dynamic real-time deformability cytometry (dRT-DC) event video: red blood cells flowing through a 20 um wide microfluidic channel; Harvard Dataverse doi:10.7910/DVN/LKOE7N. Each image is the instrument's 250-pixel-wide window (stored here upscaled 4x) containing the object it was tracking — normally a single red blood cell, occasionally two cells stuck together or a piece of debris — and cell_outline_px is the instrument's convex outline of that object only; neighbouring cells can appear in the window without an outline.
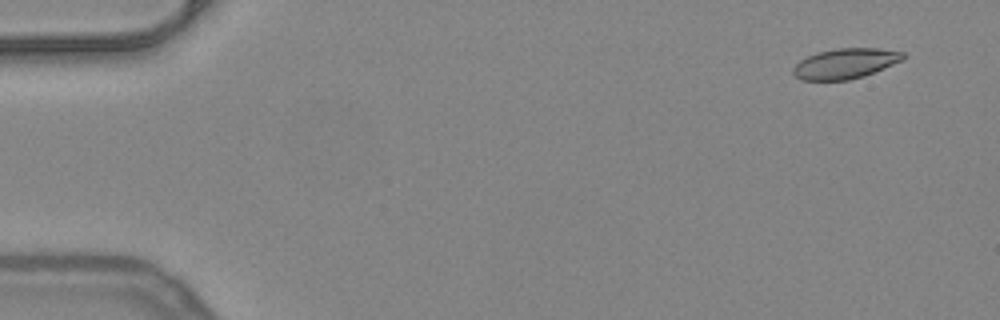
{"species": "common noctule bat (a hibernating species)", "species_latin": "Nyctalus noctula", "temperature_condition": "warm", "stored_images_in_passage": 54, "segment_of_instrument_passage": [1, 2], "camera_frame_rate_fps": 3000, "um_per_image_px": 0.085, "animal": {"sex": "female", "body_mass_g": 24.6, "forearm_length_mm": 56.2}, "frame": {"image": 1, "passage_image": 4, "time_ms": 1.0, "image_size_px": [1000, 320], "cell_outline_px": [[904, 60], [864, 76], [848, 80], [800, 80], [792, 72], [792, 68], [800, 60], [816, 52], [836, 48], [880, 48], [904, 52]], "centroid_in_image_um": [71.85, 5.39], "position_along_channel_um": 13.2, "area_um2": 19.48}}
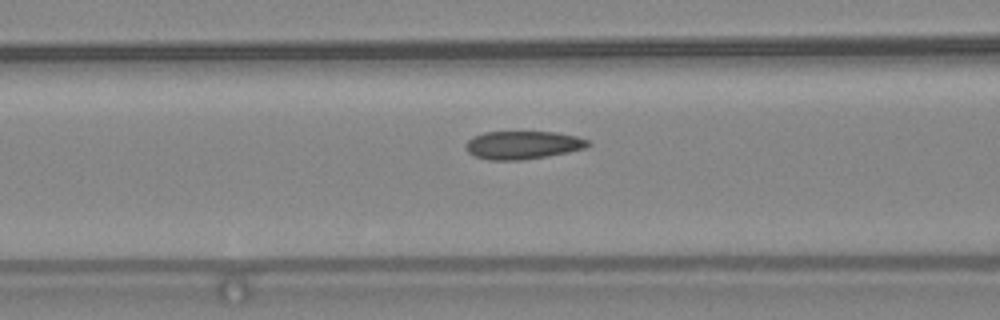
{"frame": {"image": 2, "passage_image": 22, "time_ms": 7.0, "image_size_px": [1000, 320], "cell_outline_px": [[592, 144], [584, 148], [568, 152], [548, 156], [520, 160], [488, 160], [472, 156], [464, 148], [464, 144], [472, 136], [484, 132], [556, 132], [576, 136], [588, 140]], "centroid_in_image_um": [44.39, 12.33], "position_along_channel_um": 122.2, "area_um2": 20.23}}
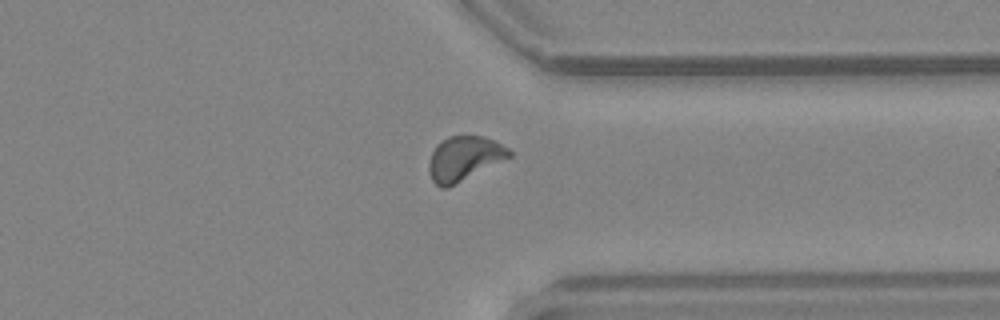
{"frame": {"image": 3, "passage_image": 41, "time_ms": 13.333, "image_size_px": [1000, 320], "cell_outline_px": [[512, 156], [448, 188], [440, 188], [432, 180], [428, 168], [428, 164], [432, 152], [436, 144], [448, 136], [484, 136], [496, 140], [508, 148], [512, 152]], "centroid_in_image_um": [39.45, 13.47], "position_along_channel_um": 371.9, "area_um2": 20.92}}